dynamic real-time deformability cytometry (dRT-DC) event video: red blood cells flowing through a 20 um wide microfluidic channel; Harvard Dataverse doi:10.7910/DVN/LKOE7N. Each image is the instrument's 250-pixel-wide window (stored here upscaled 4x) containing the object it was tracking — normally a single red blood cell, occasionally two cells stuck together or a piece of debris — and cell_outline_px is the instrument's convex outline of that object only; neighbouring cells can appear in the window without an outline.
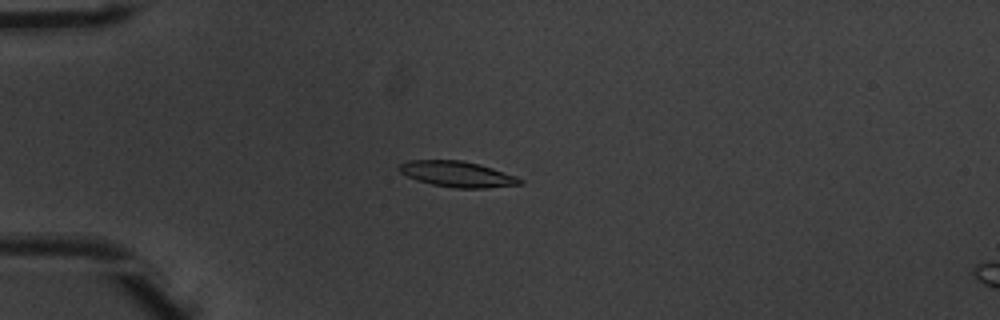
{"species": "common noctule bat (a hibernating species)", "species_latin": "Nyctalus noctula", "temperature_condition": "warm", "stored_images_in_passage": 53, "camera_frame_rate_fps": 3000, "um_per_image_px": 0.085, "animal": {"sex": "male", "body_mass_g": 20.1, "forearm_length_mm": 53.5}, "frame": {"image": 1, "passage_image": 15, "time_ms": 4.667, "image_size_px": [1000, 320], "cell_outline_px": [[524, 184], [488, 188], [456, 188], [432, 184], [416, 180], [400, 172], [400, 164], [408, 160], [460, 160], [480, 164], [516, 176], [524, 180]], "centroid_in_image_um": [38.92, 14.8], "position_along_channel_um": 46.1, "area_um2": 18.09}}
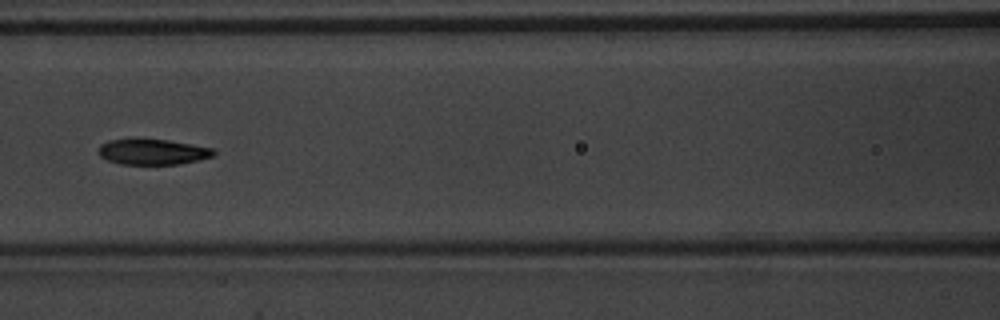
{"frame": {"image": 2, "passage_image": 25, "time_ms": 8.0, "image_size_px": [1000, 320], "cell_outline_px": [[216, 156], [200, 160], [180, 164], [120, 164], [108, 160], [100, 156], [100, 144], [108, 140], [128, 136], [132, 136], [168, 140], [192, 144], [212, 148], [216, 152]], "centroid_in_image_um": [12.97, 12.86], "position_along_channel_um": 153.6, "area_um2": 17.92}}
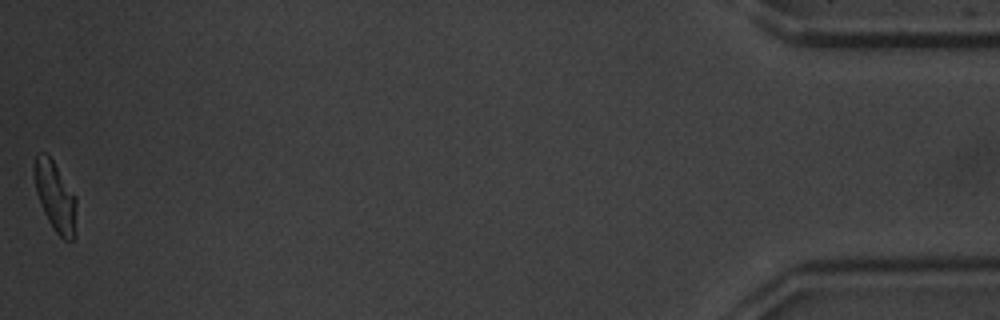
{"frame": {"image": 3, "passage_image": 53, "time_ms": 17.333, "image_size_px": [1000, 320], "cell_outline_px": [[76, 236], [72, 240], [64, 240], [56, 232], [48, 220], [40, 204], [36, 192], [32, 176], [32, 164], [36, 152], [44, 152], [52, 160], [76, 196]], "centroid_in_image_um": [4.67, 16.68], "position_along_channel_um": 430.5, "area_um2": 17.51}, "authors_computed_cell_mechanics": {"area_um2": 17.7446, "velocity_mm_per_s": 3.917, "shape_relaxation_time_tau1_ms": 2.9626, "shape_relaxation_time_tau2_ms": 2.1177, "deformation_change_tau1": 0.1421, "deformation_change_tau2": 0.0788}}